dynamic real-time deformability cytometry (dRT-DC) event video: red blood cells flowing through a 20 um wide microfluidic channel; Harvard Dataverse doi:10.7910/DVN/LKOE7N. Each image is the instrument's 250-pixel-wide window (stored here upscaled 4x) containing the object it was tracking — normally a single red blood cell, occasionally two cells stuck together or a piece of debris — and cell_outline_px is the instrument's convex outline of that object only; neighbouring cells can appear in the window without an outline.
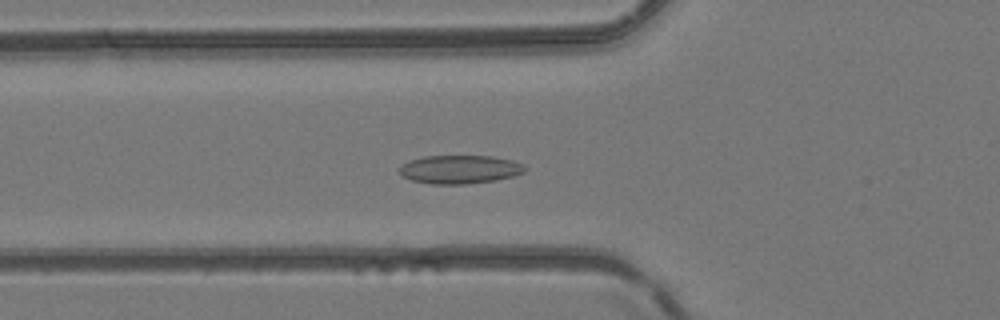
{"species": "common noctule bat (a hibernating species)", "species_latin": "Nyctalus noctula", "temperature_condition": "room temperature", "stored_images_in_passage": 34, "camera_frame_rate_fps": 3000, "um_per_image_px": 0.085, "animal": {"sex": "female", "body_mass_g": 24.6, "forearm_length_mm": 56.2}, "frame": {"image": 1, "passage_image": 3, "time_ms": 0.667, "image_size_px": [1000, 320], "cell_outline_px": [[528, 168], [524, 172], [512, 176], [496, 180], [468, 184], [432, 184], [412, 180], [404, 176], [400, 172], [400, 164], [408, 160], [424, 156], [492, 156], [512, 160], [524, 164]], "centroid_in_image_um": [39.1, 14.39], "position_along_channel_um": 86.7, "area_um2": 20.92}}
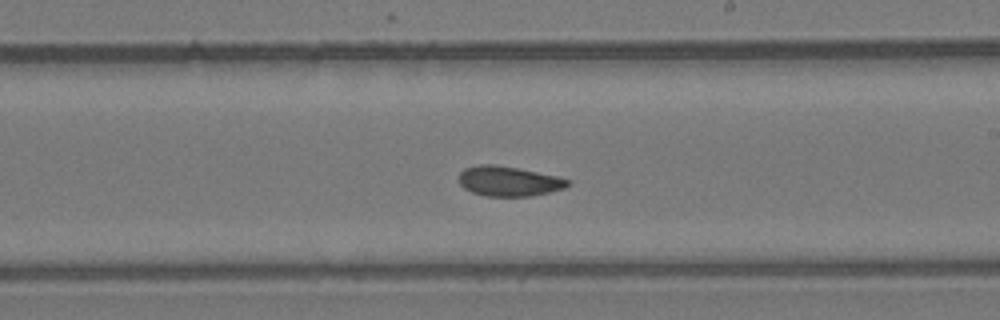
{"frame": {"image": 2, "passage_image": 14, "time_ms": 4.333, "image_size_px": [1000, 320], "cell_outline_px": [[572, 184], [564, 188], [532, 196], [488, 196], [472, 192], [464, 188], [460, 184], [460, 172], [464, 168], [480, 164], [496, 164], [560, 176], [568, 180]], "centroid_in_image_um": [43.26, 15.39], "position_along_channel_um": 245.7, "area_um2": 19.02}}
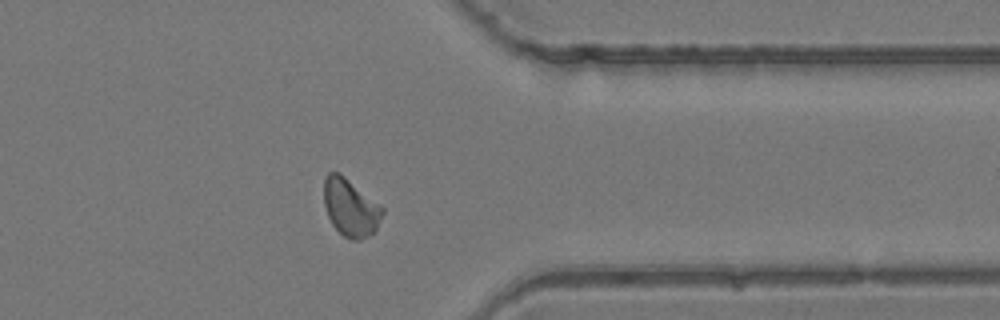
{"frame": {"image": 3, "passage_image": 24, "time_ms": 7.667, "image_size_px": [1000, 320], "cell_outline_px": [[384, 212], [376, 232], [360, 240], [352, 240], [344, 236], [332, 224], [328, 216], [324, 204], [324, 180], [328, 172], [340, 172], [380, 204], [384, 208]], "centroid_in_image_um": [29.81, 17.64], "position_along_channel_um": 381.6, "area_um2": 19.83}}